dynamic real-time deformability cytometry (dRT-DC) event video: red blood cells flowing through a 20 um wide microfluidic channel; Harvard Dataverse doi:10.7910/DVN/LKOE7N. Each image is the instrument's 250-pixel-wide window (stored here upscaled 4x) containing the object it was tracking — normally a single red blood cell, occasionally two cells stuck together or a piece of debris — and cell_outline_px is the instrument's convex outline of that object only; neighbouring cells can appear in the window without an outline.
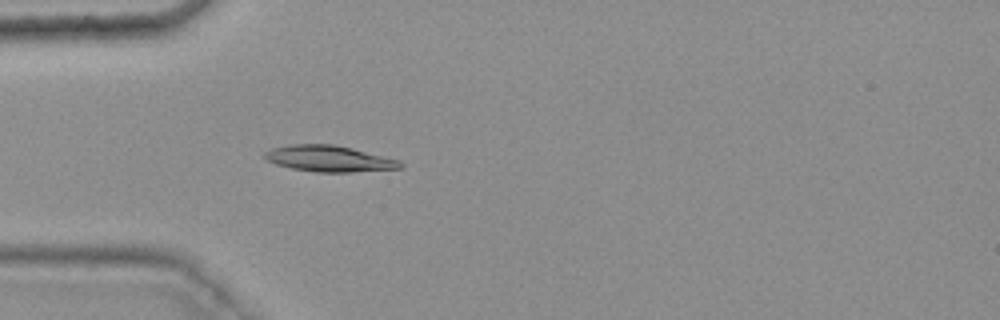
{"species": "common noctule bat (a hibernating species)", "species_latin": "Nyctalus noctula", "temperature_condition": "warm", "stored_images_in_passage": 25, "camera_frame_rate_fps": 3000, "um_per_image_px": 0.085, "animal": {"sex": "female", "body_mass_g": 25.1}, "frame": {"image": 1, "passage_image": 9, "time_ms": 2.667, "image_size_px": [1000, 320], "cell_outline_px": [[404, 164], [400, 168], [352, 172], [316, 172], [292, 168], [276, 164], [268, 160], [264, 156], [264, 152], [272, 148], [292, 144], [332, 144], [352, 148], [400, 160]], "centroid_in_image_um": [27.98, 13.48], "position_along_channel_um": 57.0, "area_um2": 20.52}}
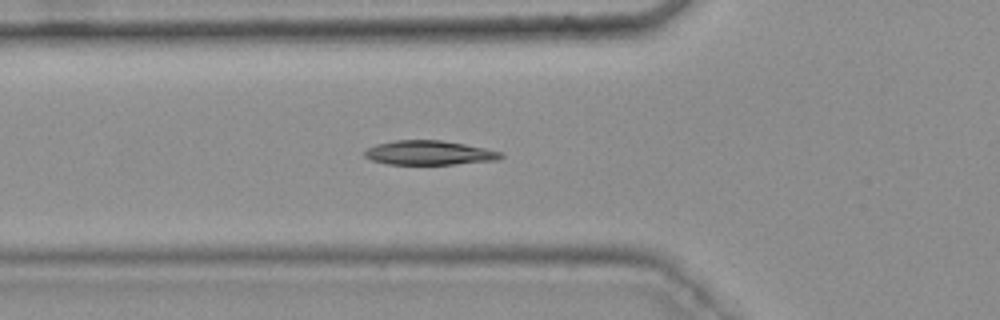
{"frame": {"image": 2, "passage_image": 12, "time_ms": 3.667, "image_size_px": [1000, 320], "cell_outline_px": [[504, 156], [500, 160], [456, 164], [388, 164], [372, 160], [364, 156], [364, 152], [368, 148], [376, 144], [396, 140], [440, 140], [464, 144], [504, 152]], "centroid_in_image_um": [36.52, 12.99], "position_along_channel_um": 89.3, "area_um2": 19.31}}
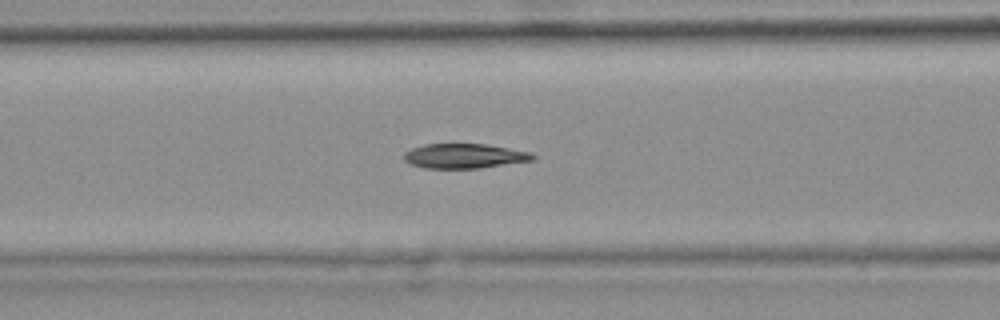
{"frame": {"image": 3, "passage_image": 15, "time_ms": 4.667, "image_size_px": [1000, 320], "cell_outline_px": [[536, 160], [480, 168], [424, 168], [412, 164], [404, 160], [404, 152], [412, 148], [424, 144], [484, 144], [508, 148], [528, 152], [536, 156]], "centroid_in_image_um": [39.47, 13.26], "position_along_channel_um": 127.1, "area_um2": 18.44}}